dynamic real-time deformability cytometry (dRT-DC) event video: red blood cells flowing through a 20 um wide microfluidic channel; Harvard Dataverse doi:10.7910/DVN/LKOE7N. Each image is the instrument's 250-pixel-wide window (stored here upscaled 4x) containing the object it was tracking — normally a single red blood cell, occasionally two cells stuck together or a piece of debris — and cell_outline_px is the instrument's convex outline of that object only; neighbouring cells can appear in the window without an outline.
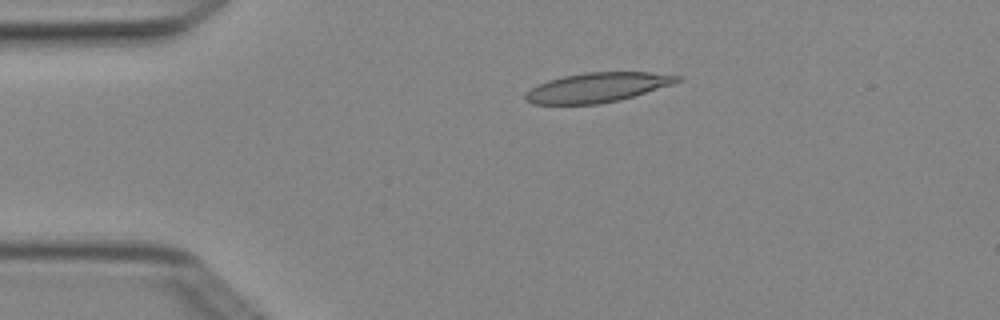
{"species": "Egyptian fruit bat (a non-hibernating species)", "species_latin": "Rousettus aegyptiacus", "temperature_condition": "cold", "stored_images_in_passage": 4, "camera_frame_rate_fps": 3000, "um_per_image_px": 0.085, "animal": {"sex": "female"}, "frame": {"image": 1, "passage_image": 3, "time_ms": 0.667, "image_size_px": [1000, 320], "cell_outline_px": [[684, 76], [680, 80], [672, 84], [620, 100], [600, 104], [532, 104], [524, 100], [524, 92], [548, 80], [564, 76], [584, 72], [652, 72]], "centroid_in_image_um": [50.76, 7.43], "position_along_channel_um": 34.2, "area_um2": 26.18}}